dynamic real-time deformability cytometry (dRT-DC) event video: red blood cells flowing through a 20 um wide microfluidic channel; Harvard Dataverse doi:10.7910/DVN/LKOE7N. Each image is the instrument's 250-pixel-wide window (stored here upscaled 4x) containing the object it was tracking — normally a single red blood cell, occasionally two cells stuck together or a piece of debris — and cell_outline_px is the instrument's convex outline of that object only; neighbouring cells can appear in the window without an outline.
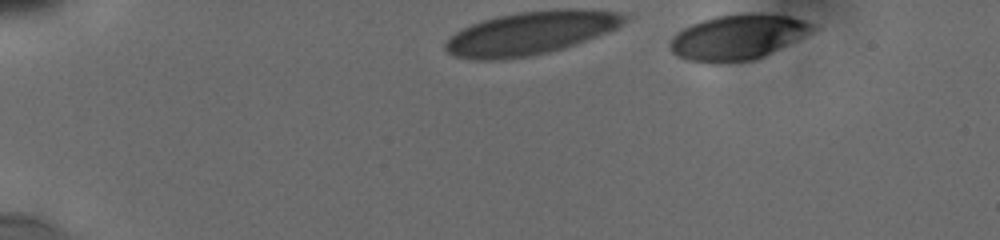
{"species": "human", "species_latin": "Homo sapiens", "temperature_condition": "cold", "stored_images_in_passage": 20, "camera_frame_rate_fps": 3000, "um_per_image_px": 0.085, "donor": {"sex": "male"}, "frame": {"image": 1, "passage_image": 2, "time_ms": 0.333, "image_size_px": [1000, 240], "cell_outline_px": [[820, 28], [764, 56], [752, 60], [720, 64], [712, 64], [688, 60], [676, 56], [668, 48], [668, 44], [672, 36], [676, 32], [692, 24], [716, 16], [744, 12], [756, 12], [792, 16], [804, 20]], "centroid_in_image_um": [62.69, 3.16], "position_along_channel_um": 22.3, "area_um2": 38.15}}
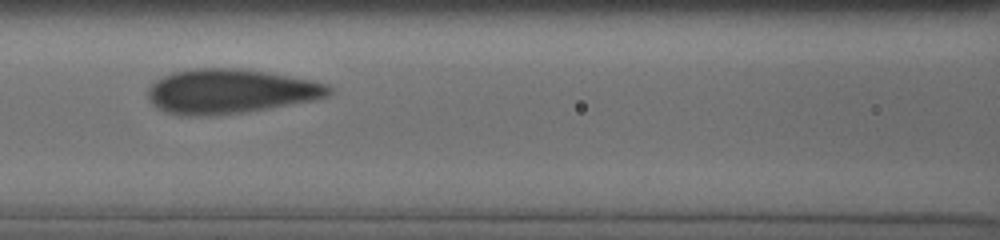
{"frame": {"image": 2, "passage_image": 12, "time_ms": 4.667, "image_size_px": [1000, 240], "cell_outline_px": [[332, 92], [328, 96], [316, 100], [240, 112], [188, 116], [164, 112], [152, 104], [148, 100], [148, 88], [156, 80], [172, 72], [192, 68], [240, 68], [312, 80], [328, 84], [332, 88]], "centroid_in_image_um": [19.56, 7.75], "position_along_channel_um": 147.0, "area_um2": 46.53}}
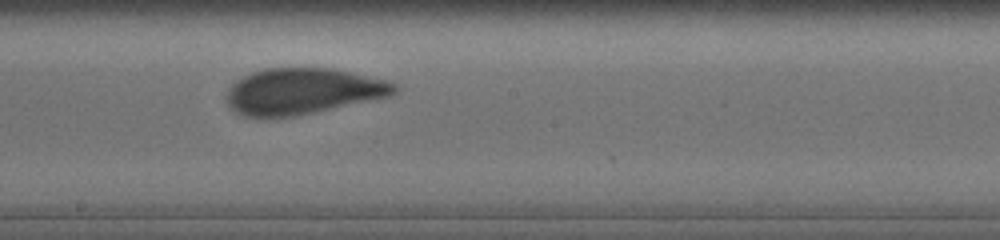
{"frame": {"image": 3, "passage_image": 17, "time_ms": 6.667, "image_size_px": [1000, 240], "cell_outline_px": [[400, 88], [396, 92], [388, 96], [296, 116], [264, 120], [244, 116], [236, 112], [228, 104], [224, 96], [228, 88], [236, 80], [252, 72], [264, 68], [332, 68], [384, 80], [396, 84]], "centroid_in_image_um": [25.64, 7.78], "position_along_channel_um": 222.6, "area_um2": 45.37}}